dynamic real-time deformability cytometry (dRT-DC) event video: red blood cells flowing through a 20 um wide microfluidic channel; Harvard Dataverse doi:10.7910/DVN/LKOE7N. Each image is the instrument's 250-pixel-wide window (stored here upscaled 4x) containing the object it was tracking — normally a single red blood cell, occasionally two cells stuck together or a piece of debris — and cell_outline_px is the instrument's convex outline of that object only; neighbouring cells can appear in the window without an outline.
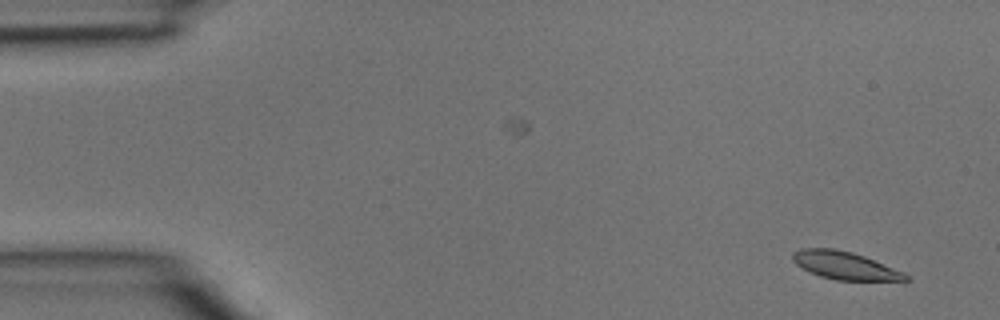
{"species": "common noctule bat (a hibernating species)", "species_latin": "Nyctalus noctula", "temperature_condition": "room temperature", "stored_images_in_passage": 2, "camera_frame_rate_fps": 3000, "um_per_image_px": 0.085, "animal": {"sex": "male", "body_mass_g": 15.6}, "frame": {"image": 1, "passage_image": 2, "time_ms": 0.333, "image_size_px": [1000, 320], "cell_outline_px": [[912, 280], [836, 280], [820, 276], [796, 264], [792, 260], [792, 252], [800, 248], [832, 248], [852, 252], [864, 256], [904, 272]], "centroid_in_image_um": [71.8, 22.56], "position_along_channel_um": 13.2, "area_um2": 18.09}}